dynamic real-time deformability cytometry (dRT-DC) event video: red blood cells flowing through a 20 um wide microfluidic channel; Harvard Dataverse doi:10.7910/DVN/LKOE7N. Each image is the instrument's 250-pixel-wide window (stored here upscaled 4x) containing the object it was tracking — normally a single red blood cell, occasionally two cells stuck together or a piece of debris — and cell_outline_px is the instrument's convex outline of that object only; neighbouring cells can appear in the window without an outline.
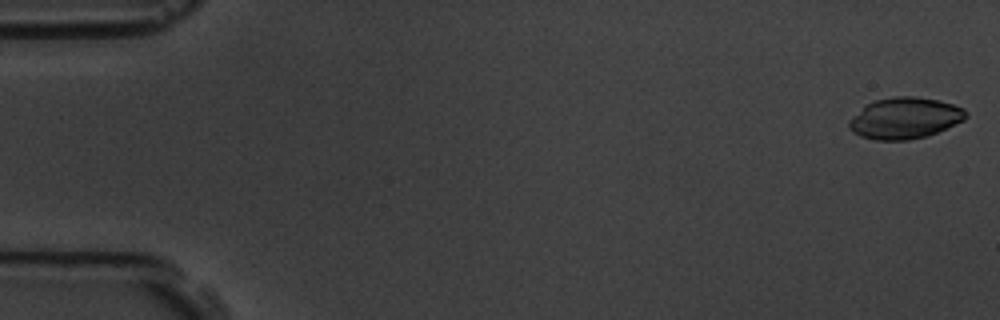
{"species": "common noctule bat (a hibernating species)", "species_latin": "Nyctalus noctula", "temperature_condition": "room temperature", "stored_images_in_passage": 57, "camera_frame_rate_fps": 3000, "um_per_image_px": 0.085, "animal": {"sex": "male", "body_mass_g": 19.5, "forearm_length_mm": 54.6}, "frame": {"image": 1, "passage_image": 1, "time_ms": 0.0, "image_size_px": [1000, 320], "cell_outline_px": [[968, 116], [964, 120], [928, 136], [908, 140], [872, 140], [860, 136], [852, 132], [848, 128], [848, 120], [868, 104], [876, 100], [896, 96], [916, 96], [940, 100], [964, 108], [968, 112]], "centroid_in_image_um": [76.92, 10.05], "position_along_channel_um": 8.1, "area_um2": 28.21}}
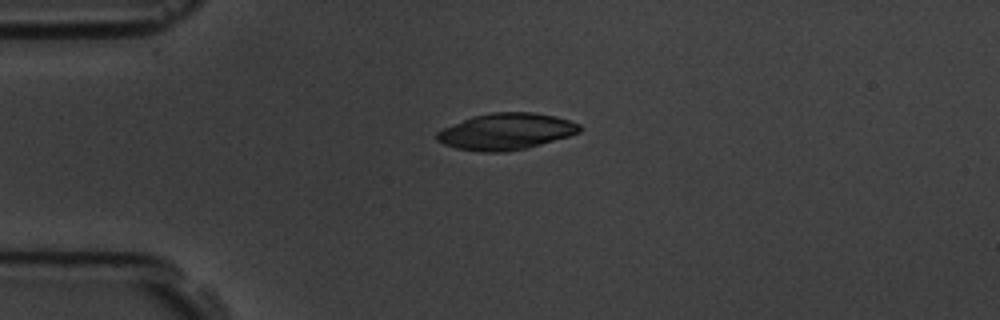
{"frame": {"image": 2, "passage_image": 14, "time_ms": 4.333, "image_size_px": [1000, 320], "cell_outline_px": [[584, 128], [580, 132], [568, 136], [540, 144], [524, 148], [504, 152], [480, 152], [456, 148], [444, 144], [436, 140], [436, 132], [444, 128], [472, 116], [492, 112], [532, 112], [556, 116], [580, 124]], "centroid_in_image_um": [43.01, 11.17], "position_along_channel_um": 42.0, "area_um2": 30.23}}
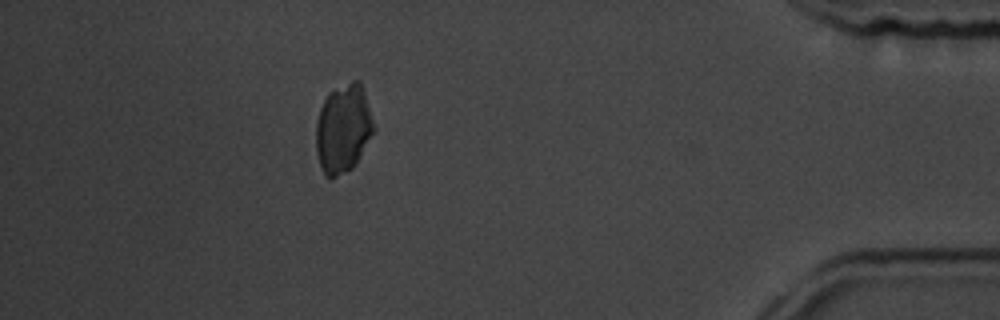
{"frame": {"image": 3, "passage_image": 51, "time_ms": 16.667, "image_size_px": [1000, 320], "cell_outline_px": [[376, 128], [356, 164], [352, 168], [328, 180], [324, 176], [316, 152], [316, 120], [320, 108], [328, 92], [352, 80], [360, 80]], "centroid_in_image_um": [29.17, 10.94], "position_along_channel_um": 406.0, "area_um2": 30.06}}